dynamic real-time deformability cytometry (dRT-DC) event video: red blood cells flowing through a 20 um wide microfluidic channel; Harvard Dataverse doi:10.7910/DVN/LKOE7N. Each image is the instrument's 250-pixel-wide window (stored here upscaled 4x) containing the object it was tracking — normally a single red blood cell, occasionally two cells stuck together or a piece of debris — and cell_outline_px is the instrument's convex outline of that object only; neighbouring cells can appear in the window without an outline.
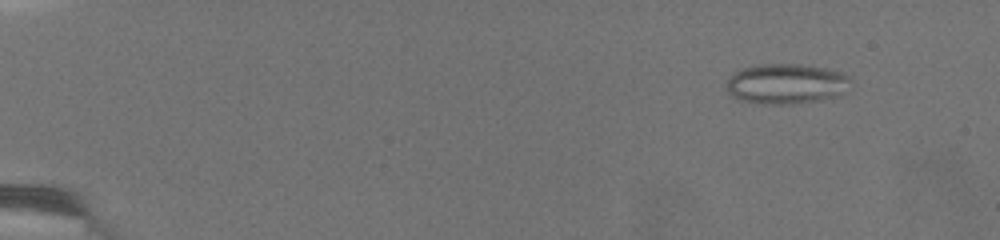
{"species": "common noctule bat (a hibernating species)", "species_latin": "Nyctalus noctula", "temperature_condition": "warm", "stored_images_in_passage": 20, "camera_frame_rate_fps": 3000, "um_per_image_px": 0.085, "animal": {"sex": "female", "body_mass_g": 19.5, "forearm_length_mm": 54.1}, "frame": {"image": 1, "passage_image": 5, "time_ms": 1.667, "image_size_px": [1000, 240], "cell_outline_px": [[848, 80], [832, 96], [824, 100], [792, 104], [764, 104], [740, 100], [732, 96], [728, 92], [728, 80], [736, 72], [744, 68], [756, 64], [796, 64], [828, 68], [840, 72], [848, 76]], "centroid_in_image_um": [66.73, 7.12], "position_along_channel_um": 18.3, "area_um2": 28.26}}
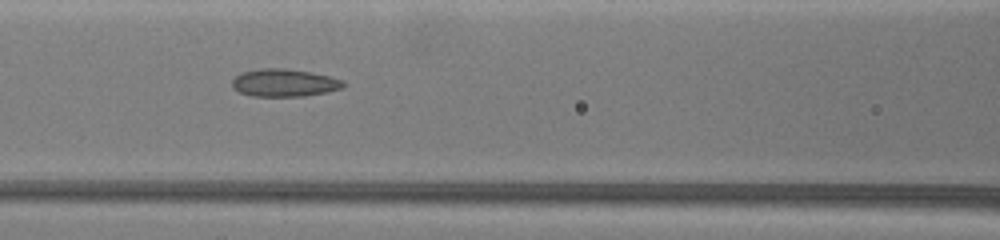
{"frame": {"image": 2, "passage_image": 15, "time_ms": 8.0, "image_size_px": [1000, 240], "cell_outline_px": [[348, 84], [344, 88], [328, 92], [304, 96], [252, 96], [240, 92], [232, 88], [232, 80], [240, 72], [260, 68], [284, 68], [308, 72], [328, 76], [344, 80]], "centroid_in_image_um": [24.18, 7.04], "position_along_channel_um": 142.4, "area_um2": 18.09}}
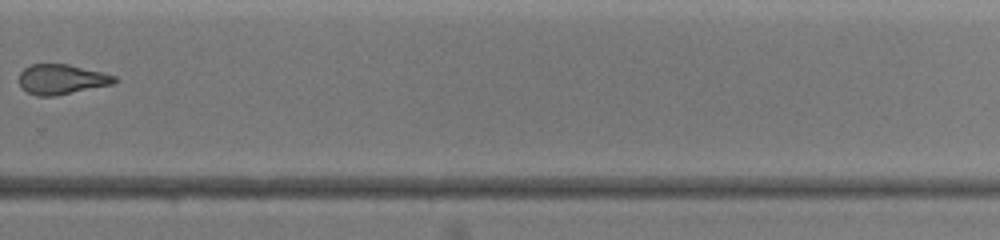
{"frame": {"image": 3, "passage_image": 20, "time_ms": 12.333, "image_size_px": [1000, 240], "cell_outline_px": [[116, 80], [112, 84], [52, 96], [36, 96], [28, 92], [20, 84], [20, 72], [24, 68], [32, 64], [68, 64], [116, 76]], "centroid_in_image_um": [5.2, 6.73], "position_along_channel_um": 324.6, "area_um2": 16.24}}